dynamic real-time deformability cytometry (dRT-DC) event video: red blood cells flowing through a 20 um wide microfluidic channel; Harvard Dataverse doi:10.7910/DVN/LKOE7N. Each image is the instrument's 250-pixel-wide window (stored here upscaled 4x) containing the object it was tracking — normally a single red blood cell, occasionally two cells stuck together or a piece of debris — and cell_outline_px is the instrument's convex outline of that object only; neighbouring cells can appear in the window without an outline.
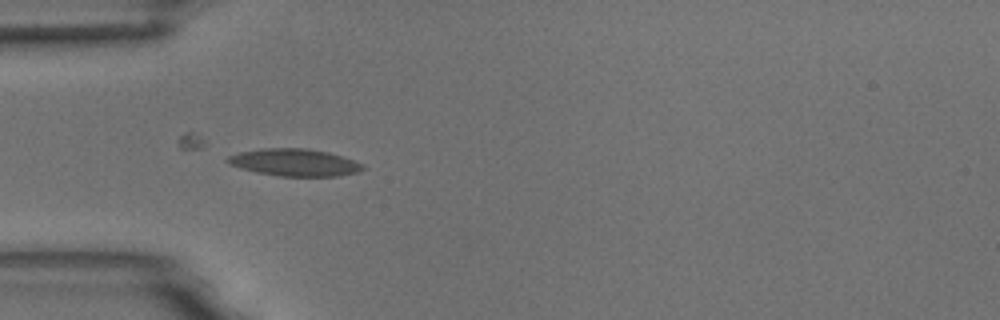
{"species": "common noctule bat (a hibernating species)", "species_latin": "Nyctalus noctula", "temperature_condition": "room temperature", "stored_images_in_passage": 36, "camera_frame_rate_fps": 3000, "um_per_image_px": 0.085, "animal": {"sex": "male", "body_mass_g": 18.8}, "frame": {"image": 1, "passage_image": 6, "time_ms": 1.667, "image_size_px": [1000, 320], "cell_outline_px": [[364, 168], [356, 172], [340, 176], [280, 176], [256, 172], [240, 168], [228, 164], [224, 160], [228, 156], [240, 152], [260, 148], [308, 148], [328, 152], [364, 164]], "centroid_in_image_um": [24.99, 13.8], "position_along_channel_um": 60.0, "area_um2": 21.44}}
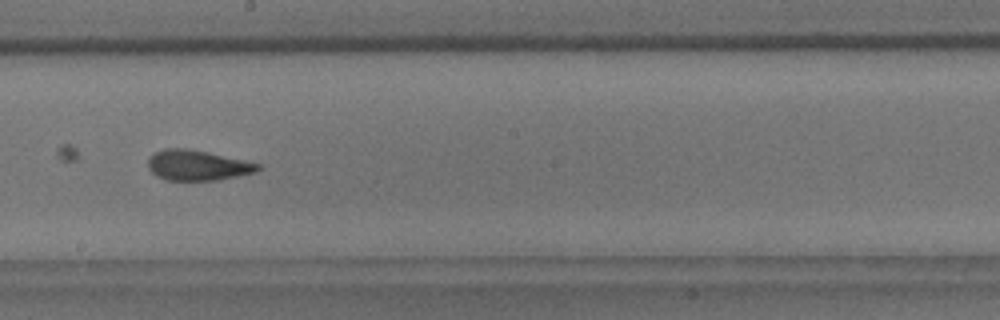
{"frame": {"image": 2, "passage_image": 20, "time_ms": 6.333, "image_size_px": [1000, 320], "cell_outline_px": [[260, 168], [256, 172], [216, 180], [168, 180], [156, 176], [148, 168], [148, 156], [164, 148], [188, 148], [208, 152], [260, 164]], "centroid_in_image_um": [16.74, 14.04], "position_along_channel_um": 231.5, "area_um2": 19.31}, "authors_computed_cell_mechanics": {"area_um2": 19.7965, "velocity_mm_per_s": 3.7209, "shape_relaxation_time_tau1_ms": 7.481, "shape_relaxation_time_tau2_ms": 2.004, "deformation_change_tau1": 0.1894, "deformation_change_tau2": 0.083}}